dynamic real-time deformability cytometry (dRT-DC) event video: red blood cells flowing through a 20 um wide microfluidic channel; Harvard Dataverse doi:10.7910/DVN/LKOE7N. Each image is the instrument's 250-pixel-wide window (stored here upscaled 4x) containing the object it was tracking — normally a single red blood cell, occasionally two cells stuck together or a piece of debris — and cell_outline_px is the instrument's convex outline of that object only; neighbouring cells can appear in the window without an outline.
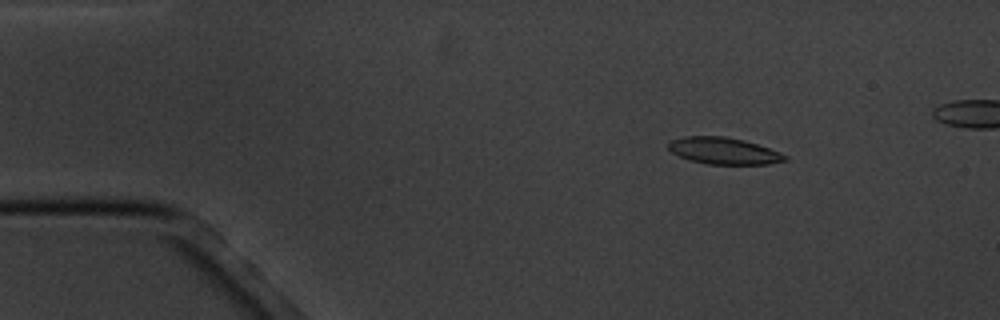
{"species": "common noctule bat (a hibernating species)", "species_latin": "Nyctalus noctula", "temperature_condition": "cold", "stored_images_in_passage": 5, "camera_frame_rate_fps": 3000, "um_per_image_px": 0.085, "animal": {"sex": "male", "body_mass_g": 20.1, "forearm_length_mm": 53.5}, "frame": {"image": 1, "passage_image": 2, "time_ms": 1.0, "image_size_px": [1000, 320], "cell_outline_px": [[788, 160], [768, 164], [708, 164], [692, 160], [680, 156], [672, 152], [668, 148], [668, 140], [684, 136], [724, 136], [744, 140], [780, 152], [788, 156]], "centroid_in_image_um": [61.51, 12.81], "position_along_channel_um": 23.5, "area_um2": 18.09}}